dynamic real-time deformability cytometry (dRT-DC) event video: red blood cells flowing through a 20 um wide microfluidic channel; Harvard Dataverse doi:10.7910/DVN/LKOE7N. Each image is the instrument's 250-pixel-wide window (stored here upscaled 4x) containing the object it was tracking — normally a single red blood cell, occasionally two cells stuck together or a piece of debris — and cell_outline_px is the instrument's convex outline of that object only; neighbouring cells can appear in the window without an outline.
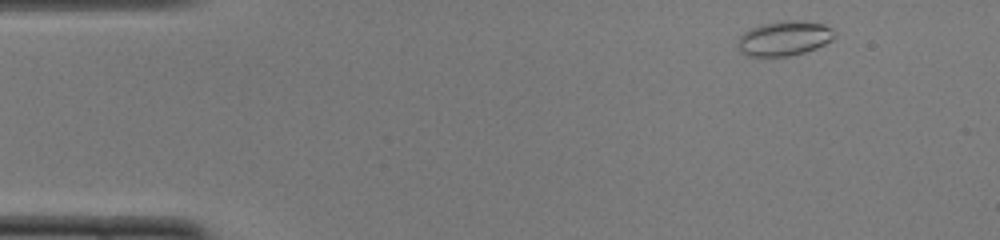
{"species": "common noctule bat (a hibernating species)", "species_latin": "Nyctalus noctula", "temperature_condition": "cold", "stored_images_in_passage": 46, "camera_frame_rate_fps": 3000, "um_per_image_px": 0.085, "animal": {"sex": "female", "body_mass_g": 22.0, "forearm_length_mm": 56.7}, "frame": {"image": 1, "passage_image": 1, "time_ms": 0.0, "image_size_px": [1000, 240], "cell_outline_px": [[836, 36], [832, 40], [816, 48], [804, 52], [788, 56], [748, 56], [740, 52], [736, 44], [740, 36], [748, 28], [760, 24], [792, 20], [796, 20], [824, 24], [832, 28], [836, 32]], "centroid_in_image_um": [66.65, 3.26], "position_along_channel_um": 18.4, "area_um2": 19.71}}
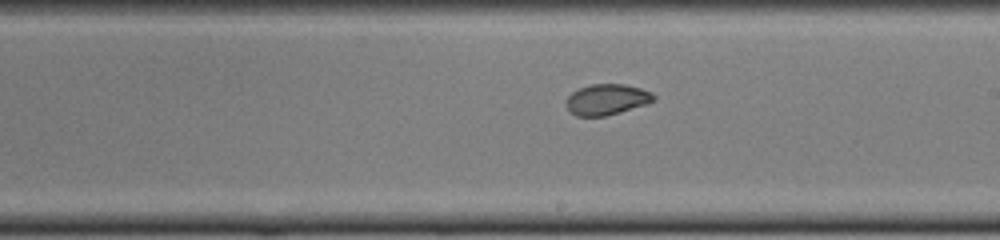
{"frame": {"image": 2, "passage_image": 24, "time_ms": 7.667, "image_size_px": [1000, 240], "cell_outline_px": [[656, 100], [648, 104], [620, 112], [604, 116], [576, 116], [568, 112], [564, 104], [568, 96], [572, 92], [580, 88], [592, 84], [624, 84], [640, 88], [652, 92], [656, 96]], "centroid_in_image_um": [51.57, 8.46], "position_along_channel_um": 237.4, "area_um2": 15.95}}
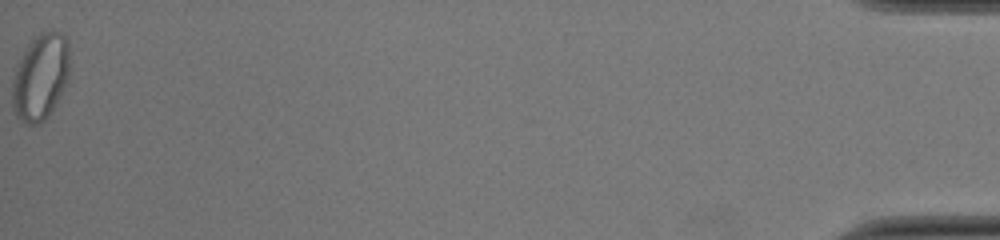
{"frame": {"image": 3, "passage_image": 46, "time_ms": 15.0, "image_size_px": [1000, 240], "cell_outline_px": [[68, 76], [48, 116], [44, 120], [36, 124], [28, 124], [16, 116], [12, 108], [12, 80], [16, 68], [28, 44], [40, 32], [52, 28], [60, 32], [68, 40]], "centroid_in_image_um": [3.41, 6.5], "position_along_channel_um": 431.8, "area_um2": 28.44}, "authors_computed_cell_mechanics": {"area_um2": 18.0047, "velocity_mm_per_s": 4.0022, "shape_relaxation_time_tau1_ms": null, "shape_relaxation_time_tau2_ms": 1.2824, "deformation_change_tau1": null, "deformation_change_tau2": 0.0427}}